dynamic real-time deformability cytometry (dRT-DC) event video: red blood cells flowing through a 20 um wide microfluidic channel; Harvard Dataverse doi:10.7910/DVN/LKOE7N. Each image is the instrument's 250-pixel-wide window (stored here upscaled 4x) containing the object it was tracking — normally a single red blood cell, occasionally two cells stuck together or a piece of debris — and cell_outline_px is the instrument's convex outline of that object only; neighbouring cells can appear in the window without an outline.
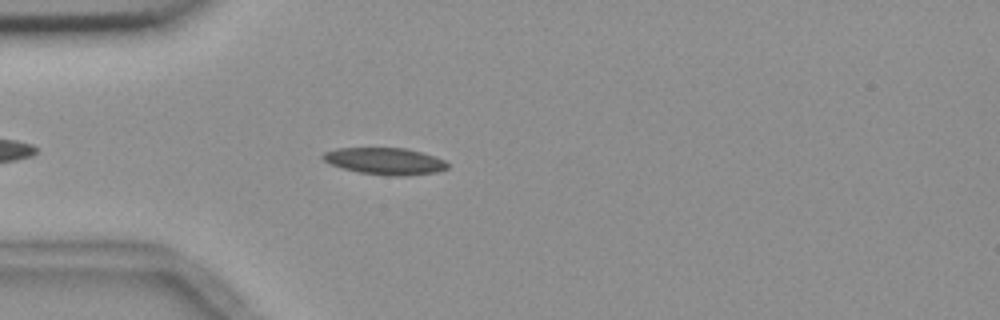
{"species": "common noctule bat (a hibernating species)", "species_latin": "Nyctalus noctula", "temperature_condition": "room temperature", "stored_images_in_passage": 46, "camera_frame_rate_fps": 3000, "um_per_image_px": 0.085, "animal": {"sex": "female", "body_mass_g": 18.4}, "frame": {"image": 1, "passage_image": 6, "time_ms": 1.667, "image_size_px": [1000, 320], "cell_outline_px": [[448, 168], [436, 172], [408, 176], [388, 176], [360, 172], [344, 168], [332, 164], [324, 160], [320, 156], [324, 152], [336, 148], [404, 148], [420, 152], [444, 160], [448, 164]], "centroid_in_image_um": [32.72, 13.7], "position_along_channel_um": 52.3, "area_um2": 19.31}}
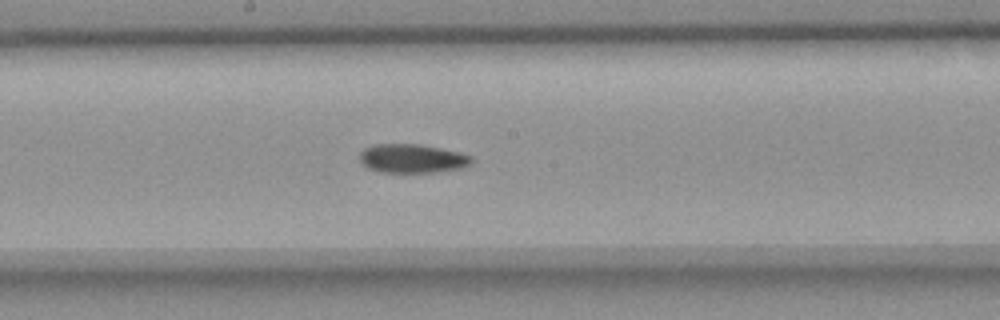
{"frame": {"image": 2, "passage_image": 20, "time_ms": 6.333, "image_size_px": [1000, 320], "cell_outline_px": [[472, 164], [460, 168], [432, 172], [380, 172], [368, 168], [360, 160], [360, 152], [364, 148], [372, 144], [420, 144], [460, 152], [472, 156]], "centroid_in_image_um": [35.03, 13.46], "position_along_channel_um": 213.2, "area_um2": 18.79}}
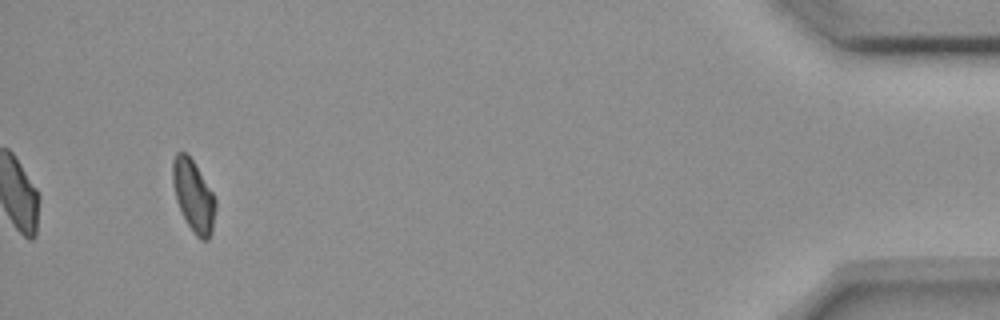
{"frame": {"image": 3, "passage_image": 43, "time_ms": 14.0, "image_size_px": [1000, 320], "cell_outline_px": [[216, 208], [212, 232], [208, 240], [200, 240], [192, 232], [176, 200], [172, 184], [172, 160], [176, 152], [184, 152], [192, 160], [212, 192], [216, 200]], "centroid_in_image_um": [16.44, 16.67], "position_along_channel_um": 418.8, "area_um2": 17.8}, "authors_computed_cell_mechanics": {"area_um2": 18.8428, "velocity_mm_per_s": 3.6479, "shape_relaxation_time_tau1_ms": null, "shape_relaxation_time_tau2_ms": 5.6836, "deformation_change_tau1": null, "deformation_change_tau2": 0.1023}}